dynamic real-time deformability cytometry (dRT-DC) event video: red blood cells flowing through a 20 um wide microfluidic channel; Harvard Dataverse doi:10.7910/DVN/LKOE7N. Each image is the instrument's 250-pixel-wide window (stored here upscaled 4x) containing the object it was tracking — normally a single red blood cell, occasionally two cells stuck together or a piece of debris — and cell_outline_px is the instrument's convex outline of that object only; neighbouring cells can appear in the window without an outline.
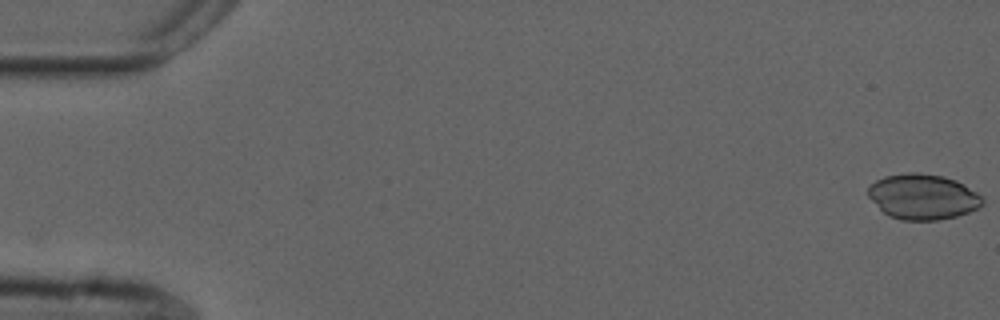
{"species": "common noctule bat (a hibernating species)", "species_latin": "Nyctalus noctula", "temperature_condition": "cold", "stored_images_in_passage": 24, "camera_frame_rate_fps": 3000, "um_per_image_px": 0.085, "animal": {"sex": "male", "forearm_length_mm": 52.5}, "frame": {"image": 1, "passage_image": 1, "time_ms": 0.0, "image_size_px": [1000, 320], "cell_outline_px": [[984, 204], [968, 212], [956, 216], [940, 220], [900, 220], [888, 216], [868, 196], [868, 188], [876, 180], [884, 176], [908, 172], [916, 172], [944, 176], [956, 180], [964, 184], [976, 192], [984, 200]], "centroid_in_image_um": [78.44, 16.72], "position_along_channel_um": 6.6, "area_um2": 30.23}}